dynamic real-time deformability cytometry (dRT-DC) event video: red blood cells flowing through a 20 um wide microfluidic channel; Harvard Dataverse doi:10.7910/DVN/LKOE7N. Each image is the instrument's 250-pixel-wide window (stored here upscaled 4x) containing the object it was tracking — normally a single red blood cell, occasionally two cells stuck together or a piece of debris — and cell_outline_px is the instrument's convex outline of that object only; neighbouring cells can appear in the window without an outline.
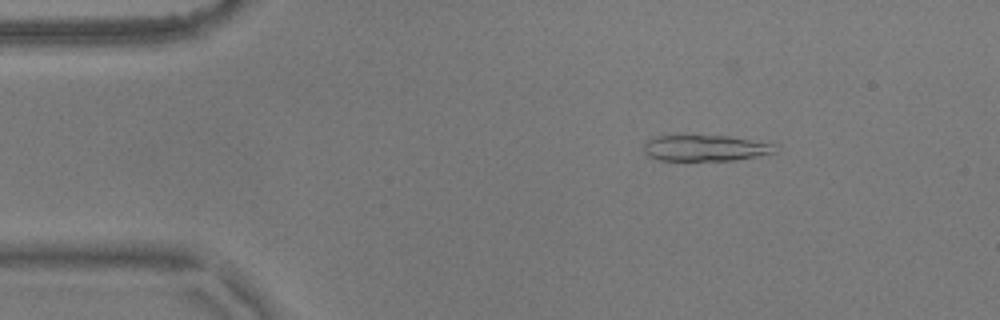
{"species": "common noctule bat (a hibernating species)", "species_latin": "Nyctalus noctula", "temperature_condition": "warm", "stored_images_in_passage": 55, "camera_frame_rate_fps": 3000, "um_per_image_px": 0.085, "animal": {"sex": "male", "body_mass_g": 17.9}, "frame": {"image": 1, "passage_image": 8, "time_ms": 2.333, "image_size_px": [1000, 320], "cell_outline_px": [[776, 152], [736, 160], [660, 160], [648, 156], [644, 152], [644, 144], [648, 140], [656, 136], [728, 136], [772, 144]], "centroid_in_image_um": [59.9, 12.59], "position_along_channel_um": 25.1, "area_um2": 19.48}}
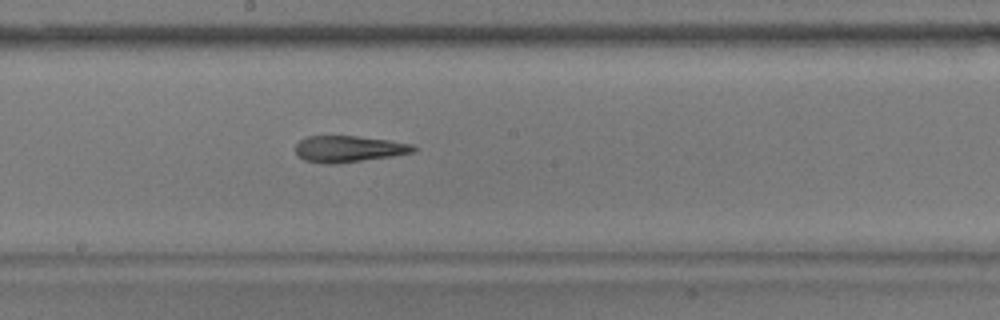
{"frame": {"image": 2, "passage_image": 29, "time_ms": 9.333, "image_size_px": [1000, 320], "cell_outline_px": [[416, 148], [412, 152], [392, 156], [336, 164], [324, 164], [304, 160], [296, 156], [296, 144], [300, 140], [308, 136], [356, 136], [388, 140], [412, 144]], "centroid_in_image_um": [29.58, 12.66], "position_along_channel_um": 218.6, "area_um2": 18.09}}
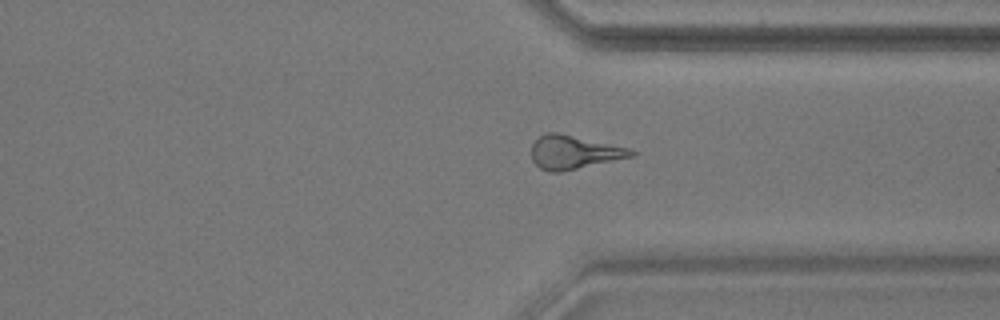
{"frame": {"image": 3, "passage_image": 41, "time_ms": 13.333, "image_size_px": [1000, 320], "cell_outline_px": [[636, 156], [560, 172], [548, 172], [540, 168], [532, 160], [532, 144], [544, 132], [556, 132], [628, 148], [636, 152]], "centroid_in_image_um": [48.77, 12.95], "position_along_channel_um": 362.6, "area_um2": 19.36}, "authors_computed_cell_mechanics": {"area_um2": 19.4786, "velocity_mm_per_s": 3.6088, "shape_relaxation_time_tau1_ms": 11.1377, "shape_relaxation_time_tau2_ms": 7.7785, "deformation_change_tau1": 0.3155, "deformation_change_tau2": 0.2096}}